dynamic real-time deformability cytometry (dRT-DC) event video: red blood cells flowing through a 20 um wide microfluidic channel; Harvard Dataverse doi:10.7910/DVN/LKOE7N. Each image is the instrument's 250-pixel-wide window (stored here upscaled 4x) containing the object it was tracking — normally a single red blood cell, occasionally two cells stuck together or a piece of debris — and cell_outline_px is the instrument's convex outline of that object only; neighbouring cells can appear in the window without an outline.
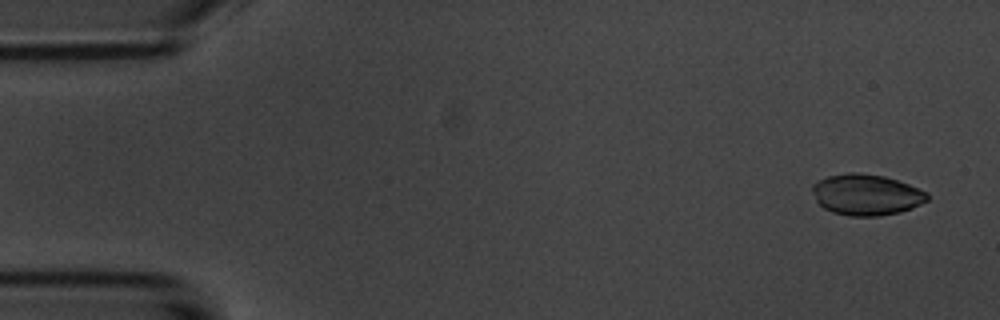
{"species": "common noctule bat (a hibernating species)", "species_latin": "Nyctalus noctula", "temperature_condition": "room temperature", "stored_images_in_passage": 4, "camera_frame_rate_fps": 3000, "um_per_image_px": 0.085, "animal": {"sex": "male", "body_mass_g": 20.1, "forearm_length_mm": 53.5}, "frame": {"image": 1, "passage_image": 1, "time_ms": 0.0, "image_size_px": [1000, 320], "cell_outline_px": [[928, 200], [912, 208], [900, 212], [880, 216], [848, 216], [832, 212], [824, 208], [816, 200], [812, 192], [812, 184], [816, 180], [828, 176], [848, 172], [860, 172], [884, 176], [908, 184], [928, 192]], "centroid_in_image_um": [73.62, 16.54], "position_along_channel_um": 11.4, "area_um2": 27.69}}
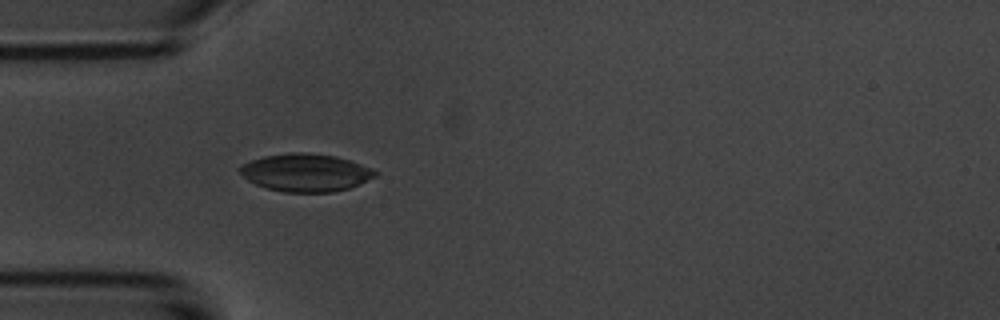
{"frame": {"image": 2, "passage_image": 4, "time_ms": 4.333, "image_size_px": [1000, 320], "cell_outline_px": [[380, 172], [376, 176], [360, 184], [348, 188], [332, 192], [284, 192], [268, 188], [256, 184], [248, 180], [236, 168], [252, 160], [264, 156], [288, 152], [308, 152], [336, 156], [372, 168]], "centroid_in_image_um": [26.0, 14.66], "position_along_channel_um": 59.0, "area_um2": 29.77}}